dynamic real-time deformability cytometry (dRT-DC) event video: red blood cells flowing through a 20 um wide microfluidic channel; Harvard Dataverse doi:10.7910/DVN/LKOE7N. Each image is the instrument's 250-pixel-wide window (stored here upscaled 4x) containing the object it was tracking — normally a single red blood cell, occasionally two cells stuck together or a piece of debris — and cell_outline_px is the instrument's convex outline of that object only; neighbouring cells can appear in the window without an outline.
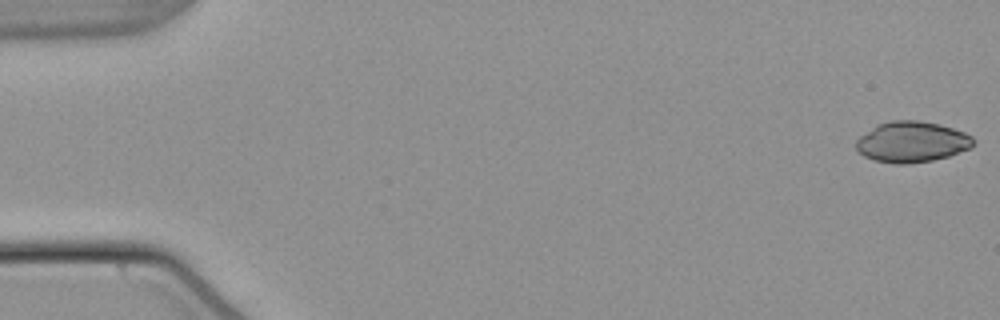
{"species": "common noctule bat (a hibernating species)", "species_latin": "Nyctalus noctula", "temperature_condition": "warm", "stored_images_in_passage": 44, "camera_frame_rate_fps": 3000, "um_per_image_px": 0.085, "animal": {"sex": "male", "body_mass_g": 21.5, "forearm_length_mm": 52.0}, "frame": {"image": 1, "passage_image": 1, "time_ms": 0.0, "image_size_px": [1000, 320], "cell_outline_px": [[976, 144], [972, 148], [948, 156], [932, 160], [908, 164], [896, 164], [872, 160], [864, 156], [856, 148], [856, 140], [860, 136], [876, 124], [892, 120], [916, 120], [940, 124], [964, 132], [972, 136], [976, 140]], "centroid_in_image_um": [77.52, 12.06], "position_along_channel_um": 7.5, "area_um2": 28.15}}
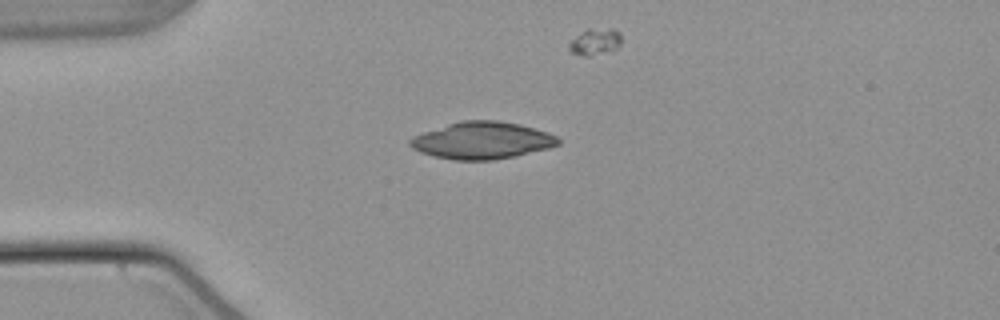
{"frame": {"image": 2, "passage_image": 14, "time_ms": 4.333, "image_size_px": [1000, 320], "cell_outline_px": [[560, 144], [548, 148], [516, 156], [492, 160], [452, 160], [432, 156], [420, 152], [412, 148], [408, 144], [408, 140], [412, 136], [460, 120], [500, 120], [520, 124], [548, 132], [556, 136], [560, 140]], "centroid_in_image_um": [40.96, 11.94], "position_along_channel_um": 44.0, "area_um2": 32.19}}
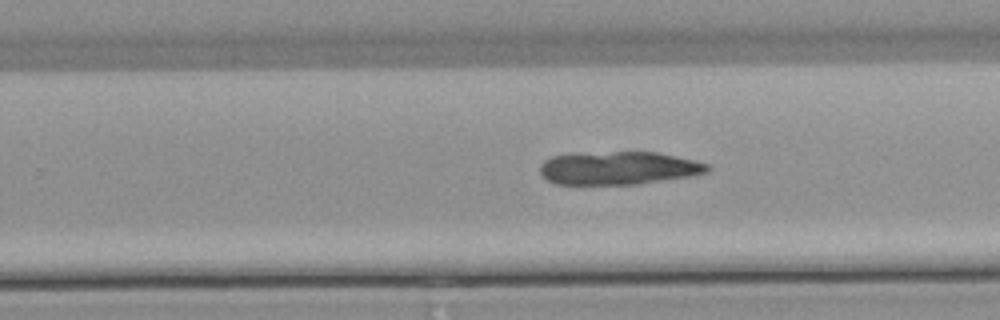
{"frame": {"image": 3, "passage_image": 34, "time_ms": 11.0, "image_size_px": [1000, 320], "cell_outline_px": [[712, 168], [708, 172], [688, 176], [636, 184], [556, 184], [548, 180], [540, 172], [540, 164], [544, 160], [552, 156], [612, 152], [656, 152], [696, 160], [708, 164]], "centroid_in_image_um": [52.61, 14.29], "position_along_channel_um": 277.2, "area_um2": 31.91}}